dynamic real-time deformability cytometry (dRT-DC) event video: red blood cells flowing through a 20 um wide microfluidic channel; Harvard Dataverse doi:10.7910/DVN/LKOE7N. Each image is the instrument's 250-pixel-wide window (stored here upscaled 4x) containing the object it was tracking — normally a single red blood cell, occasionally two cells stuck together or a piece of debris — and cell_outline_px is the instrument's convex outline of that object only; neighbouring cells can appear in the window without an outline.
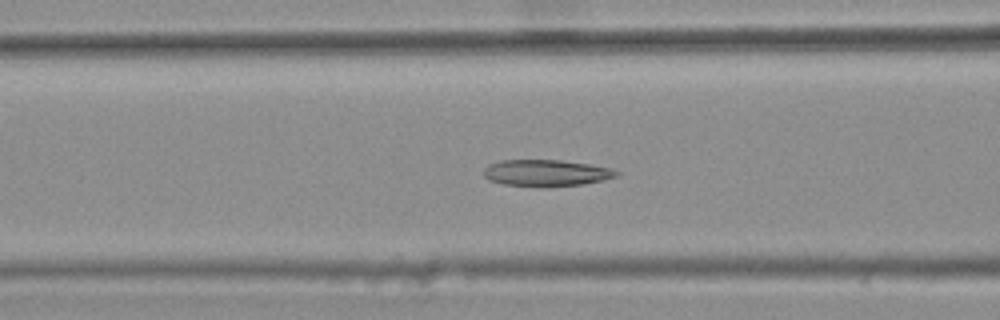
{"species": "common noctule bat (a hibernating species)", "species_latin": "Nyctalus noctula", "temperature_condition": "warm", "stored_images_in_passage": 46, "camera_frame_rate_fps": 3000, "um_per_image_px": 0.085, "animal": {"sex": "female", "body_mass_g": 25.1}, "frame": {"image": 1, "passage_image": 21, "time_ms": 6.667, "image_size_px": [1000, 320], "cell_outline_px": [[620, 172], [616, 176], [584, 184], [544, 188], [504, 184], [488, 180], [484, 176], [484, 168], [488, 164], [500, 160], [560, 160], [588, 164], [612, 168]], "centroid_in_image_um": [46.39, 14.71], "position_along_channel_um": 120.2, "area_um2": 20.75}}
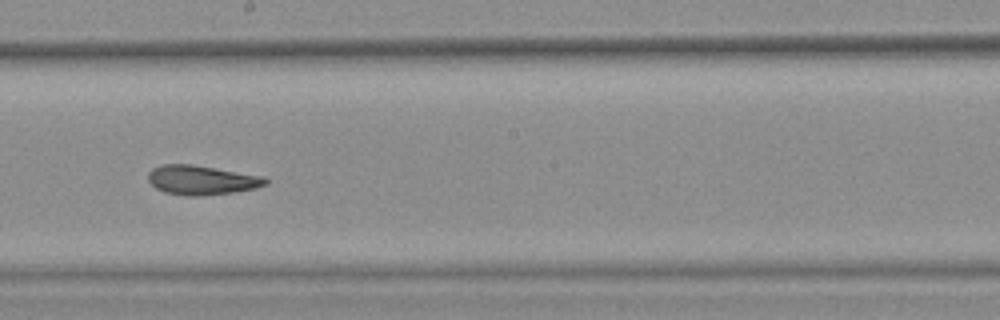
{"frame": {"image": 2, "passage_image": 30, "time_ms": 9.667, "image_size_px": [1000, 320], "cell_outline_px": [[268, 184], [256, 188], [232, 192], [200, 196], [188, 196], [164, 192], [156, 188], [148, 180], [148, 172], [152, 168], [160, 164], [192, 164], [260, 176], [268, 180]], "centroid_in_image_um": [17.09, 15.3], "position_along_channel_um": 231.1, "area_um2": 19.94}}
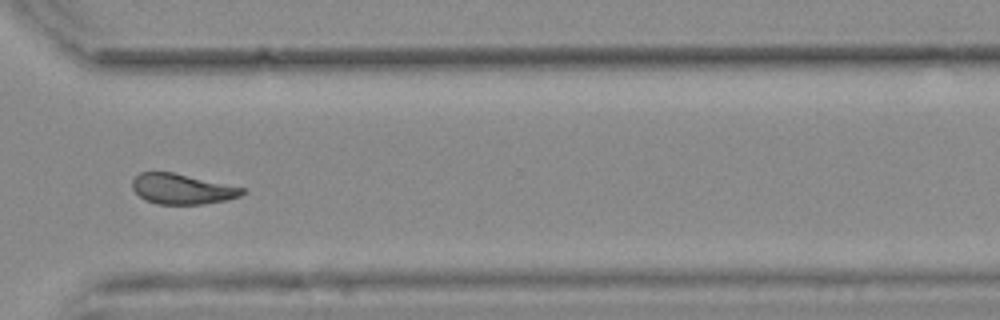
{"frame": {"image": 3, "passage_image": 40, "time_ms": 13.0, "image_size_px": [1000, 320], "cell_outline_px": [[248, 192], [240, 196], [228, 200], [204, 204], [160, 204], [144, 200], [132, 188], [132, 180], [140, 172], [172, 172], [244, 188]], "centroid_in_image_um": [15.49, 16.07], "position_along_channel_um": 355.1, "area_um2": 19.36}, "authors_computed_cell_mechanics": {"area_um2": 20.7213, "velocity_mm_per_s": 3.7031, "shape_relaxation_time_tau1_ms": null, "shape_relaxation_time_tau2_ms": 2.8092, "deformation_change_tau1": null, "deformation_change_tau2": 0.1075}}